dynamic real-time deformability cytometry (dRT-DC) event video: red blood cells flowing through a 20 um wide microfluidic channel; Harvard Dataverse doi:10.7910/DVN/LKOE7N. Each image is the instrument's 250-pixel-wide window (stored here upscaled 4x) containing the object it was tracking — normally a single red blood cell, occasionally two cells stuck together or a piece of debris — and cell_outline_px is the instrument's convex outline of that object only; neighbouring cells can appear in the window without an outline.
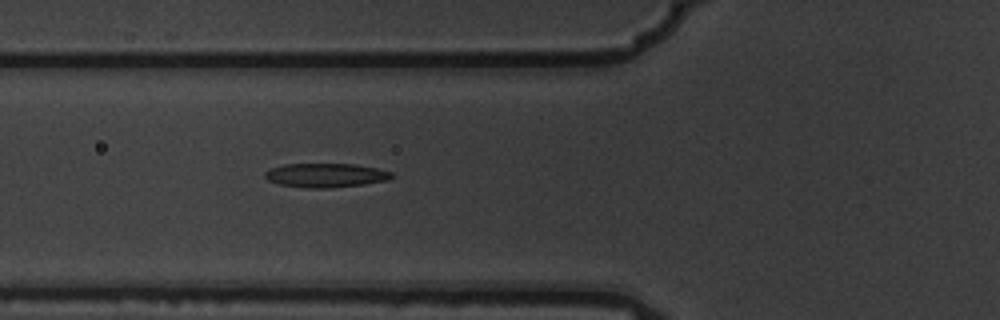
{"species": "common noctule bat (a hibernating species)", "species_latin": "Nyctalus noctula", "temperature_condition": "warm", "stored_images_in_passage": 7, "camera_frame_rate_fps": 3000, "um_per_image_px": 0.085, "animal": {"sex": "male", "body_mass_g": 19.5, "forearm_length_mm": 54.6}, "frame": {"image": 1, "passage_image": 7, "time_ms": 2.0, "image_size_px": [1000, 320], "cell_outline_px": [[392, 176], [388, 180], [364, 184], [328, 188], [312, 188], [280, 184], [268, 180], [264, 176], [264, 172], [272, 168], [284, 164], [356, 164], [376, 168], [392, 172]], "centroid_in_image_um": [27.69, 14.89], "position_along_channel_um": 98.1, "area_um2": 17.57}}